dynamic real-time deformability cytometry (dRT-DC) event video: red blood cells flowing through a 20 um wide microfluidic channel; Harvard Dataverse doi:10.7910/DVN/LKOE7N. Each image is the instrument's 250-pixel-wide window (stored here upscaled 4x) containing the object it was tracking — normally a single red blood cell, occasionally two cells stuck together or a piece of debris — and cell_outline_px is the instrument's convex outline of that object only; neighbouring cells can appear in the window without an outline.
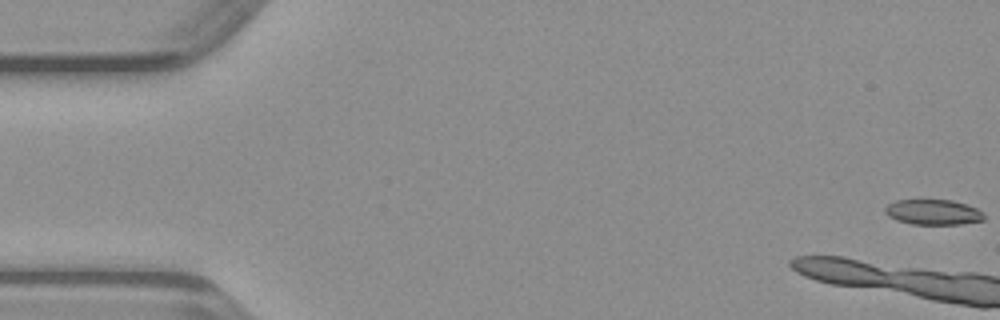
{"species": "common noctule bat (a hibernating species)", "species_latin": "Nyctalus noctula", "temperature_condition": "warm", "stored_images_in_passage": 7, "camera_frame_rate_fps": 3000, "um_per_image_px": 0.085, "animal": {"sex": "male", "body_mass_g": 23.1, "forearm_length_mm": 52.7}, "frame": {"image": 1, "passage_image": 1, "time_ms": 0.0, "image_size_px": [1000, 320], "cell_outline_px": [[984, 220], [960, 224], [912, 224], [896, 220], [888, 216], [884, 212], [884, 208], [888, 204], [896, 200], [952, 200], [976, 208], [984, 212]], "centroid_in_image_um": [79.3, 18.03], "position_along_channel_um": 5.7, "area_um2": 14.57}}